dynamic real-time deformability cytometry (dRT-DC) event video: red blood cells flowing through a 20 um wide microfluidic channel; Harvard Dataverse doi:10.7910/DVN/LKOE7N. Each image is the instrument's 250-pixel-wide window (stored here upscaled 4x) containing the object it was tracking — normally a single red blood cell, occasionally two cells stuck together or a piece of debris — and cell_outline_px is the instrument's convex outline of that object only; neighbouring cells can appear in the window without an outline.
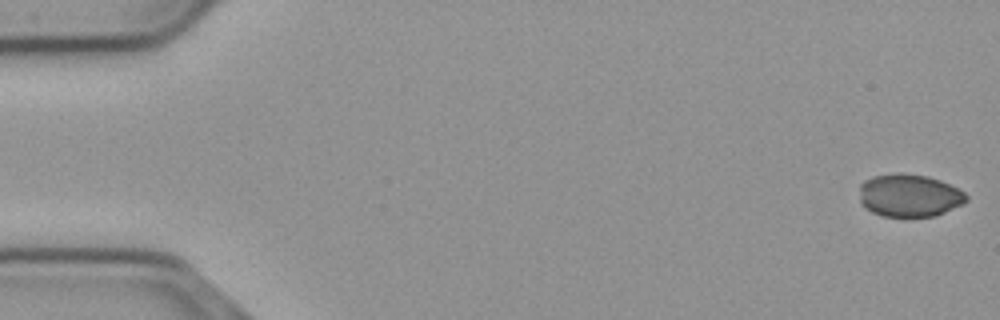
{"species": "common noctule bat (a hibernating species)", "species_latin": "Nyctalus noctula", "temperature_condition": "cold", "stored_images_in_passage": 51, "camera_frame_rate_fps": 3000, "um_per_image_px": 0.085, "animal": {"sex": "male", "body_mass_g": 23.1, "forearm_length_mm": 52.7}, "frame": {"image": 1, "passage_image": 1, "time_ms": 0.0, "image_size_px": [1000, 320], "cell_outline_px": [[968, 200], [964, 204], [936, 216], [880, 216], [864, 208], [860, 200], [860, 184], [864, 180], [872, 176], [896, 172], [900, 172], [928, 176], [940, 180], [964, 192], [968, 196]], "centroid_in_image_um": [77.28, 16.61], "position_along_channel_um": 7.7, "area_um2": 26.93}}
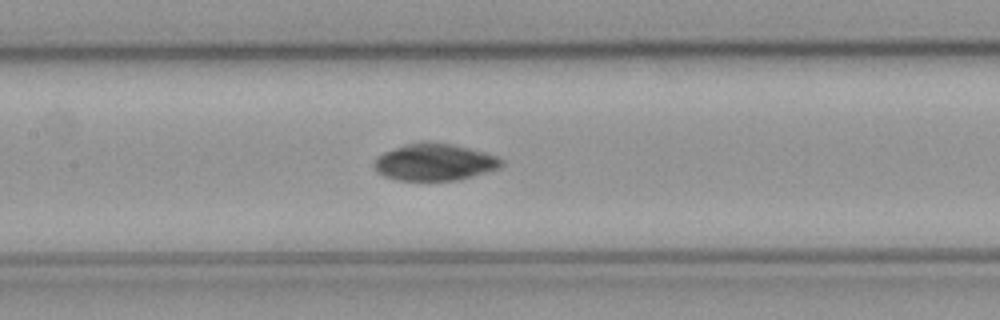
{"frame": {"image": 2, "passage_image": 26, "time_ms": 8.333, "image_size_px": [1000, 320], "cell_outline_px": [[504, 164], [500, 168], [460, 180], [396, 180], [384, 176], [376, 172], [376, 160], [384, 152], [408, 144], [448, 144], [468, 148], [484, 152], [496, 156], [504, 160]], "centroid_in_image_um": [37.0, 13.83], "position_along_channel_um": 170.4, "area_um2": 26.59}}
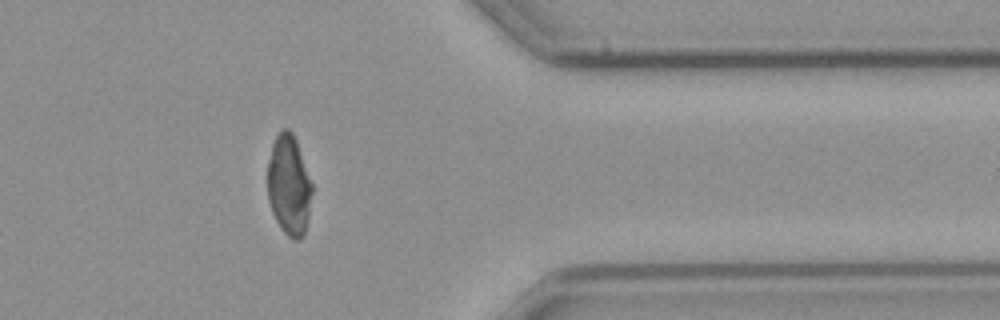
{"frame": {"image": 3, "passage_image": 45, "time_ms": 14.667, "image_size_px": [1000, 320], "cell_outline_px": [[312, 192], [308, 216], [304, 236], [300, 240], [292, 240], [280, 228], [272, 212], [268, 200], [268, 164], [272, 144], [276, 136], [284, 128], [288, 128], [292, 132], [296, 140], [312, 184]], "centroid_in_image_um": [24.56, 15.78], "position_along_channel_um": 386.8, "area_um2": 25.89}, "authors_computed_cell_mechanics": {"area_um2": 27.2238, "velocity_mm_per_s": 3.6908, "shape_relaxation_time_tau1_ms": null, "shape_relaxation_time_tau2_ms": 3.0792, "deformation_change_tau1": null, "deformation_change_tau2": 0.0457}}